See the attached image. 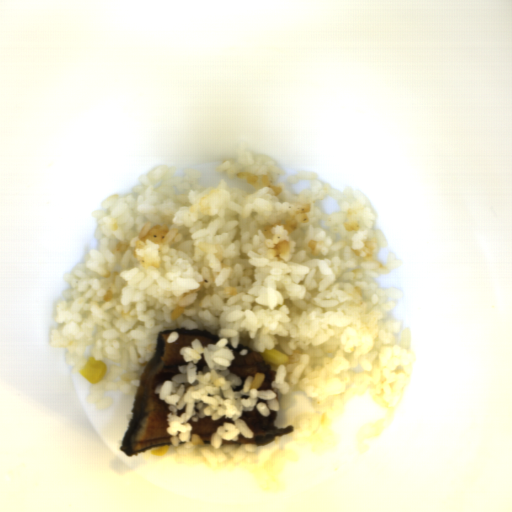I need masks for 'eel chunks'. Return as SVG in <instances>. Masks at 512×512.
Listing matches in <instances>:
<instances>
[{"mask_svg":"<svg viewBox=\"0 0 512 512\" xmlns=\"http://www.w3.org/2000/svg\"><path fill=\"white\" fill-rule=\"evenodd\" d=\"M196 366V372H203L204 368L207 367V364L205 362V354H202L201 353V358L200 360H198L197 364H195Z\"/></svg>","mask_w":512,"mask_h":512,"instance_id":"3e7421f1","label":"eel chunks"},{"mask_svg":"<svg viewBox=\"0 0 512 512\" xmlns=\"http://www.w3.org/2000/svg\"><path fill=\"white\" fill-rule=\"evenodd\" d=\"M278 411L270 410L268 416H264L256 408L252 411H244L241 420H244L248 427L252 430L254 436L247 438L238 435L236 441L223 439L225 445H268L275 440V437L286 435L294 431L293 426H287L285 429H278L274 425Z\"/></svg>","mask_w":512,"mask_h":512,"instance_id":"57646c5b","label":"eel chunks"},{"mask_svg":"<svg viewBox=\"0 0 512 512\" xmlns=\"http://www.w3.org/2000/svg\"><path fill=\"white\" fill-rule=\"evenodd\" d=\"M171 331L178 332L179 338L169 344L166 338ZM195 339L206 348L208 344L215 345L221 338L206 329H171L159 333L155 352L140 377L133 400L132 419L122 439L120 450L127 455L171 445V435L167 432L169 405L160 399L155 390L164 381L172 380L181 373L179 366L188 365L180 351L184 346L191 347Z\"/></svg>","mask_w":512,"mask_h":512,"instance_id":"4dd315ae","label":"eel chunks"},{"mask_svg":"<svg viewBox=\"0 0 512 512\" xmlns=\"http://www.w3.org/2000/svg\"><path fill=\"white\" fill-rule=\"evenodd\" d=\"M192 426L193 435H198L204 443H210L211 436L216 433L218 427H223L224 423H233L230 417L222 416L217 421L212 420L211 416H206L198 421L189 422Z\"/></svg>","mask_w":512,"mask_h":512,"instance_id":"9297f934","label":"eel chunks"},{"mask_svg":"<svg viewBox=\"0 0 512 512\" xmlns=\"http://www.w3.org/2000/svg\"><path fill=\"white\" fill-rule=\"evenodd\" d=\"M227 346L234 353V359L232 360L230 367L227 369L242 380V384L236 386L233 391L241 390L245 386L247 377H255L256 373H263L264 375L262 385L258 390L273 391L272 381L275 380L276 371L271 370L270 365L265 364L264 358L260 354L241 344H238L237 348H234L229 343ZM244 348L248 349V354L246 356H241L239 352Z\"/></svg>","mask_w":512,"mask_h":512,"instance_id":"5b157139","label":"eel chunks"}]
</instances>
